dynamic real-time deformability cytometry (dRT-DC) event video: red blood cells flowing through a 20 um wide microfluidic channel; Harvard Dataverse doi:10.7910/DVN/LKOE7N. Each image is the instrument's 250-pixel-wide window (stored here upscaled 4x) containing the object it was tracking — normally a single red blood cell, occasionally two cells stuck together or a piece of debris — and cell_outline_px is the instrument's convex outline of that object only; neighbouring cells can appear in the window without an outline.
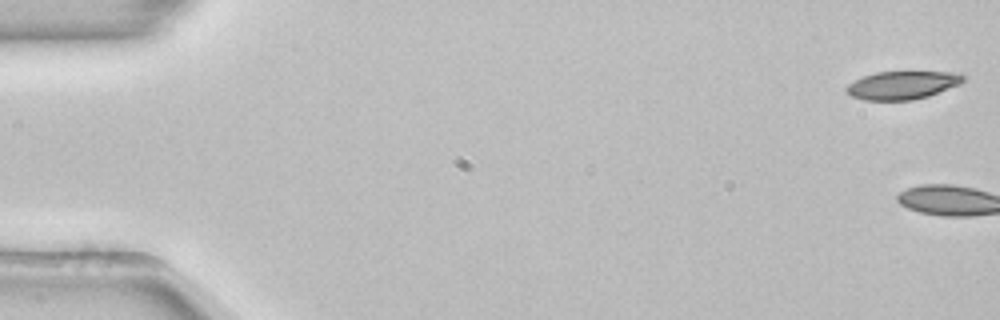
{"species": "common noctule bat (a hibernating species)", "species_latin": "Nyctalus noctula", "temperature_condition": "room temperature", "stored_images_in_passage": 3, "camera_frame_rate_fps": 3000, "um_per_image_px": 0.085, "animal": {"sex": "female", "body_mass_g": 22.7, "forearm_length_mm": 54.2}, "frame": {"image": 1, "passage_image": 1, "time_ms": 0.0, "image_size_px": [1000, 320], "cell_outline_px": [[964, 80], [960, 84], [928, 96], [912, 100], [864, 100], [852, 96], [844, 88], [848, 84], [864, 76], [876, 72], [960, 72], [964, 76]], "centroid_in_image_um": [76.72, 7.23], "position_along_channel_um": 8.3, "area_um2": 19.02}}